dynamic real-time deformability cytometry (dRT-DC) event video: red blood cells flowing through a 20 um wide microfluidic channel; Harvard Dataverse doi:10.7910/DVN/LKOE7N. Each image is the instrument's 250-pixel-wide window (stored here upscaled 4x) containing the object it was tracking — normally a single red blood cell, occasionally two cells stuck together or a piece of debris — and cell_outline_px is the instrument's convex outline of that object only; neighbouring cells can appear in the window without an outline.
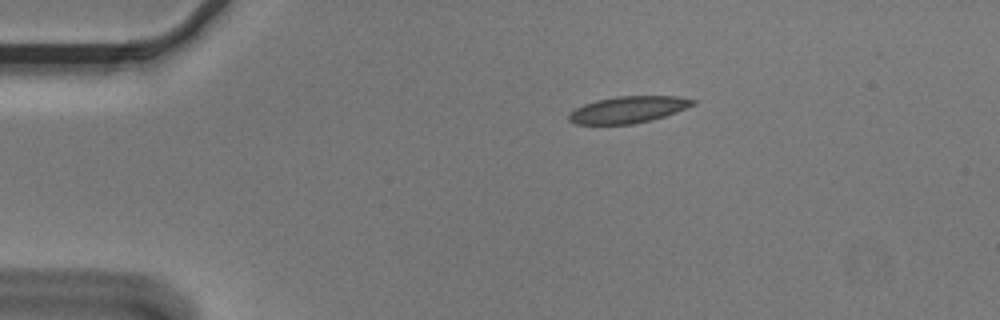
{"species": "Egyptian fruit bat (a non-hibernating species)", "species_latin": "Rousettus aegyptiacus", "temperature_condition": "cold", "stored_images_in_passage": 7, "camera_frame_rate_fps": 3000, "um_per_image_px": 0.085, "animal": {"sex": "male"}, "frame": {"image": 1, "passage_image": 1, "time_ms": 0.0, "image_size_px": [1000, 320], "cell_outline_px": [[696, 104], [676, 112], [652, 120], [632, 124], [576, 124], [568, 120], [568, 116], [576, 108], [584, 104], [596, 100], [616, 96], [680, 96], [696, 100]], "centroid_in_image_um": [53.42, 9.31], "position_along_channel_um": 31.6, "area_um2": 19.25}}